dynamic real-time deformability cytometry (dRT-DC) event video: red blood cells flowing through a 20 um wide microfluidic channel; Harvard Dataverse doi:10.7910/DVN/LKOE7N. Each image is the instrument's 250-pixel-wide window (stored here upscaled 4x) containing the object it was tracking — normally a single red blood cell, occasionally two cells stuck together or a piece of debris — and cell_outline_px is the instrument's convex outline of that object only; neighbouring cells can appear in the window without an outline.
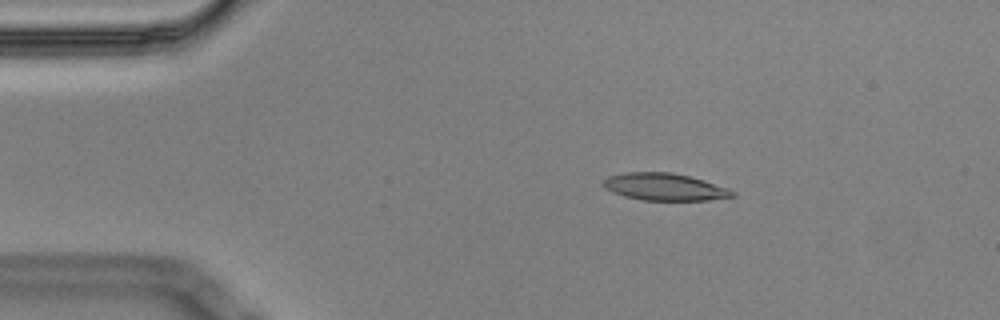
{"species": "Egyptian fruit bat (a non-hibernating species)", "species_latin": "Rousettus aegyptiacus", "temperature_condition": "cold", "stored_images_in_passage": 4, "camera_frame_rate_fps": 3000, "um_per_image_px": 0.085, "animal": {"sex": "male"}, "frame": {"image": 1, "passage_image": 2, "time_ms": 0.333, "image_size_px": [1000, 320], "cell_outline_px": [[736, 196], [708, 200], [640, 200], [624, 196], [612, 192], [604, 188], [600, 184], [600, 180], [608, 176], [624, 172], [672, 172], [704, 180], [728, 188], [736, 192]], "centroid_in_image_um": [56.43, 15.88], "position_along_channel_um": 28.6, "area_um2": 20.75}}
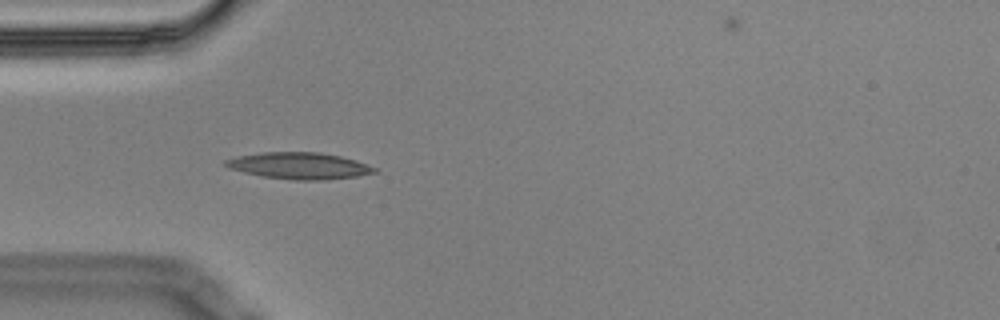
{"frame": {"image": 2, "passage_image": 4, "time_ms": 1.0, "image_size_px": [1000, 320], "cell_outline_px": [[380, 172], [356, 176], [324, 180], [296, 180], [264, 176], [244, 172], [228, 168], [224, 164], [224, 160], [240, 156], [260, 152], [320, 152], [340, 156], [356, 160], [376, 168]], "centroid_in_image_um": [25.46, 14.08], "position_along_channel_um": 59.5, "area_um2": 22.95}}